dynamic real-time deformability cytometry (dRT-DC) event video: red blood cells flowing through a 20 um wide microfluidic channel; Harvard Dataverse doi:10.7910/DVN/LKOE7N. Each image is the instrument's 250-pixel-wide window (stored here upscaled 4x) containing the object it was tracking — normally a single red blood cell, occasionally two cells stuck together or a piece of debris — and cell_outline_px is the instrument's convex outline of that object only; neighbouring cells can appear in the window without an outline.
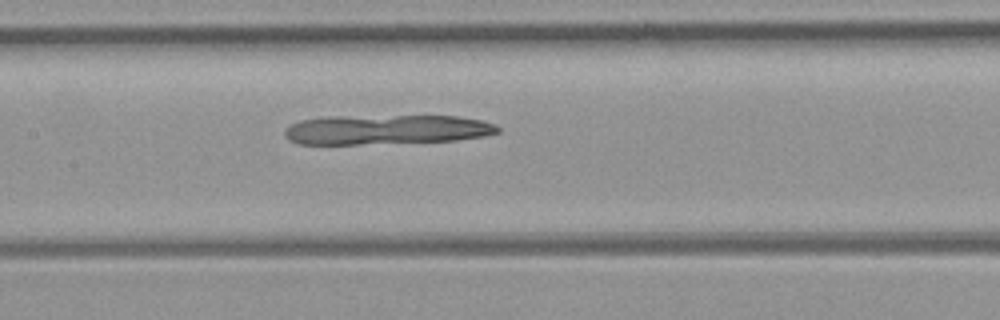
{"species": "common noctule bat (a hibernating species)", "species_latin": "Nyctalus noctula", "temperature_condition": "room temperature", "stored_images_in_passage": 45, "camera_frame_rate_fps": 3000, "um_per_image_px": 0.085, "animal": {"sex": "female", "body_mass_g": 21.9}, "frame": {"image": 1, "passage_image": 20, "time_ms": 6.333, "image_size_px": [1000, 320], "cell_outline_px": [[500, 132], [484, 136], [456, 140], [356, 144], [296, 144], [288, 140], [284, 136], [284, 132], [292, 124], [300, 120], [324, 116], [460, 116], [480, 120], [496, 124], [500, 128]], "centroid_in_image_um": [32.83, 11.01], "position_along_channel_um": 174.6, "area_um2": 36.93}}